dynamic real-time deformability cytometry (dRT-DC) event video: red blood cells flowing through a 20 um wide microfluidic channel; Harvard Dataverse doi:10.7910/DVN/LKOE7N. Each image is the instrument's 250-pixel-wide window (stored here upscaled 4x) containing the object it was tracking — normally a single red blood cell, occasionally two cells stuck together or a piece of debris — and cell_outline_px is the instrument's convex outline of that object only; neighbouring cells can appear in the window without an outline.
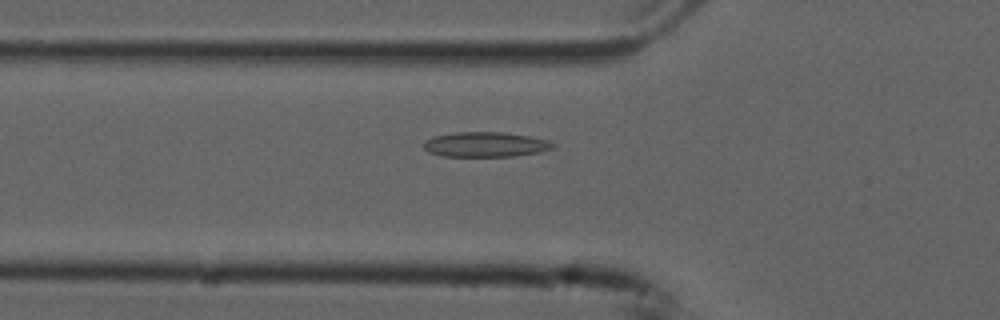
{"species": "common noctule bat (a hibernating species)", "species_latin": "Nyctalus noctula", "temperature_condition": "cold", "stored_images_in_passage": 55, "camera_frame_rate_fps": 3000, "um_per_image_px": 0.085, "animal": {"sex": "male", "forearm_length_mm": 52.5}, "frame": {"image": 1, "passage_image": 19, "time_ms": 6.0, "image_size_px": [1000, 320], "cell_outline_px": [[556, 144], [552, 148], [540, 152], [512, 156], [440, 156], [428, 152], [424, 148], [424, 140], [436, 136], [456, 132], [504, 132], [528, 136], [548, 140]], "centroid_in_image_um": [41.26, 12.28], "position_along_channel_um": 84.5, "area_um2": 18.73}}
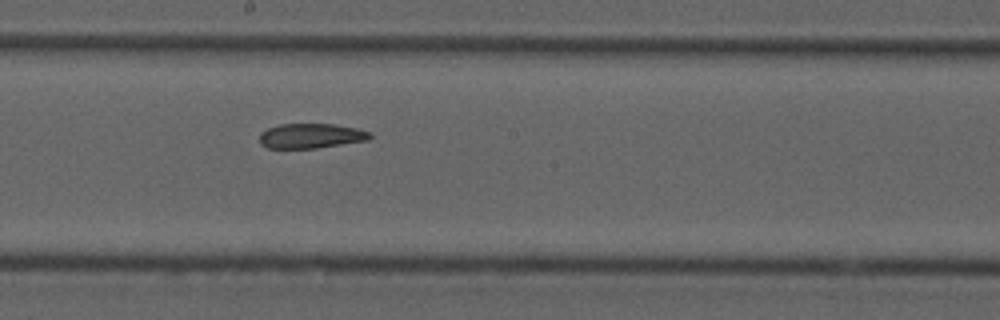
{"frame": {"image": 2, "passage_image": 30, "time_ms": 9.667, "image_size_px": [1000, 320], "cell_outline_px": [[372, 136], [368, 140], [316, 148], [268, 148], [260, 144], [260, 132], [268, 128], [280, 124], [332, 124], [356, 128], [372, 132]], "centroid_in_image_um": [26.43, 11.55], "position_along_channel_um": 221.8, "area_um2": 15.95}}
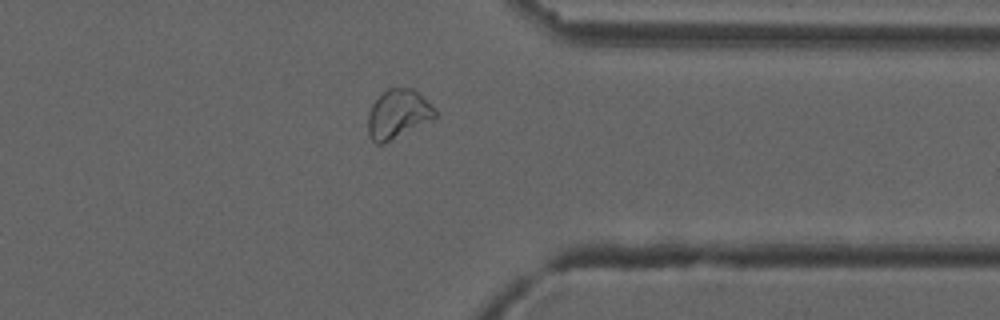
{"frame": {"image": 3, "passage_image": 43, "time_ms": 14.0, "image_size_px": [1000, 320], "cell_outline_px": [[436, 116], [432, 120], [380, 144], [376, 144], [372, 140], [368, 132], [368, 112], [372, 104], [388, 88], [416, 88], [436, 112]], "centroid_in_image_um": [33.82, 9.67], "position_along_channel_um": 377.6, "area_um2": 18.73}, "authors_computed_cell_mechanics": {"area_um2": 18.7272, "velocity_mm_per_s": 3.7371, "shape_relaxation_time_tau1_ms": null, "shape_relaxation_time_tau2_ms": 2.979, "deformation_change_tau1": null, "deformation_change_tau2": 0.0759}}